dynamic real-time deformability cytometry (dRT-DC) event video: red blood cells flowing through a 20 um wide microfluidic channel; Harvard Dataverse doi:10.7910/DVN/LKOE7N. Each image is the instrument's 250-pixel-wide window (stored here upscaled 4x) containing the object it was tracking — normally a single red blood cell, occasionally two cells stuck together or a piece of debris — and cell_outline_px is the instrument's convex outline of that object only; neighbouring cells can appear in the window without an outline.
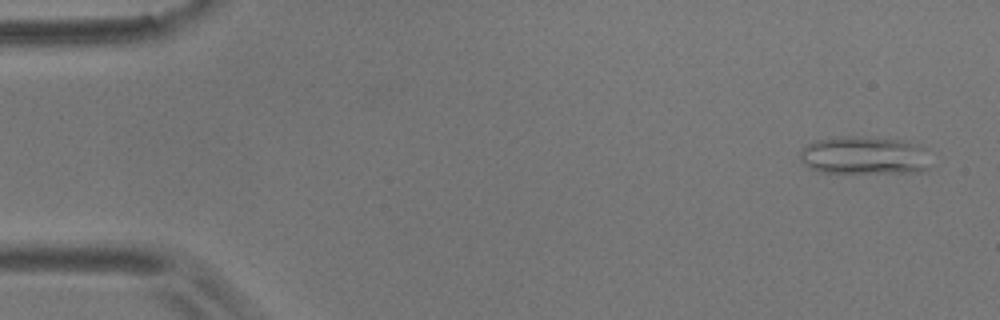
{"species": "common noctule bat (a hibernating species)", "species_latin": "Nyctalus noctula", "temperature_condition": "room temperature", "stored_images_in_passage": 2, "camera_frame_rate_fps": 3000, "um_per_image_px": 0.085, "animal": {"sex": "male", "body_mass_g": 17.9}, "frame": {"image": 1, "passage_image": 1, "time_ms": 0.0, "image_size_px": [1000, 320], "cell_outline_px": [[928, 168], [920, 172], [824, 172], [808, 168], [800, 160], [800, 152], [808, 144], [816, 140], [844, 136], [860, 136], [900, 140], [920, 144], [924, 148]], "centroid_in_image_um": [73.43, 13.2], "position_along_channel_um": 11.6, "area_um2": 28.67}}